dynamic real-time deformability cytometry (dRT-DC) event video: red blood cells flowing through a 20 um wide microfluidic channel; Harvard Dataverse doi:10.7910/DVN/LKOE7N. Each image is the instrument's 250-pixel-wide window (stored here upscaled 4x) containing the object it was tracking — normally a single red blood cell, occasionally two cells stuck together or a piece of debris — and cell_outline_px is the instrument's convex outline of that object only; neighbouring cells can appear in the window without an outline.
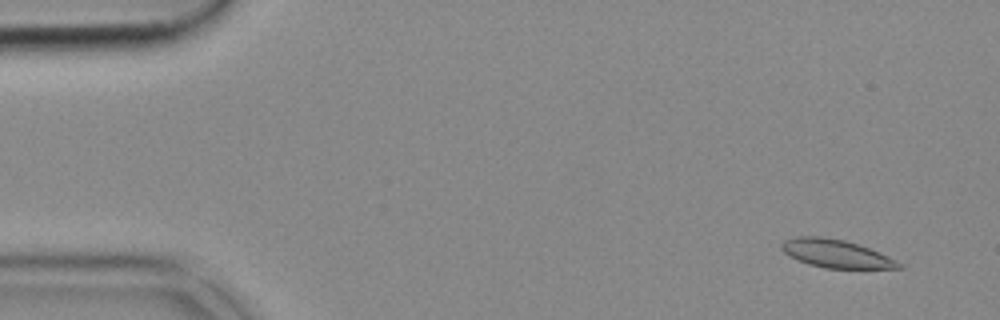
{"species": "common noctule bat (a hibernating species)", "species_latin": "Nyctalus noctula", "temperature_condition": "cold", "stored_images_in_passage": 53, "camera_frame_rate_fps": 3000, "um_per_image_px": 0.085, "animal": {"sex": "female", "body_mass_g": 18.4}, "frame": {"image": 1, "passage_image": 4, "time_ms": 1.0, "image_size_px": [1000, 320], "cell_outline_px": [[904, 268], [824, 268], [808, 264], [788, 256], [780, 248], [780, 244], [784, 240], [796, 236], [820, 236], [844, 240], [868, 248], [888, 256], [904, 264]], "centroid_in_image_um": [71.02, 21.56], "position_along_channel_um": 14.0, "area_um2": 19.19}}
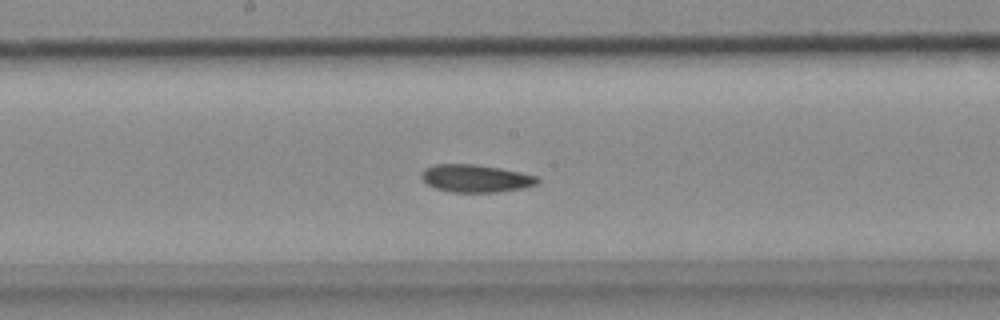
{"frame": {"image": 2, "passage_image": 28, "time_ms": 9.0, "image_size_px": [1000, 320], "cell_outline_px": [[540, 180], [536, 184], [524, 188], [496, 192], [452, 192], [436, 188], [428, 184], [420, 176], [420, 172], [424, 168], [432, 164], [476, 164], [500, 168], [540, 176]], "centroid_in_image_um": [40.44, 15.15], "position_along_channel_um": 207.8, "area_um2": 18.84}}
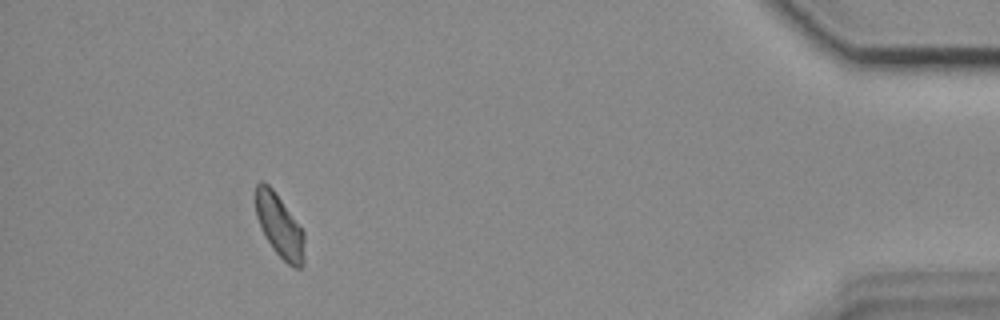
{"frame": {"image": 3, "passage_image": 49, "time_ms": 16.0, "image_size_px": [1000, 320], "cell_outline_px": [[304, 264], [300, 268], [296, 268], [288, 264], [272, 248], [264, 236], [260, 228], [256, 216], [256, 184], [260, 180], [264, 180], [272, 188], [304, 232]], "centroid_in_image_um": [23.74, 19.21], "position_along_channel_um": 411.5, "area_um2": 17.86}}